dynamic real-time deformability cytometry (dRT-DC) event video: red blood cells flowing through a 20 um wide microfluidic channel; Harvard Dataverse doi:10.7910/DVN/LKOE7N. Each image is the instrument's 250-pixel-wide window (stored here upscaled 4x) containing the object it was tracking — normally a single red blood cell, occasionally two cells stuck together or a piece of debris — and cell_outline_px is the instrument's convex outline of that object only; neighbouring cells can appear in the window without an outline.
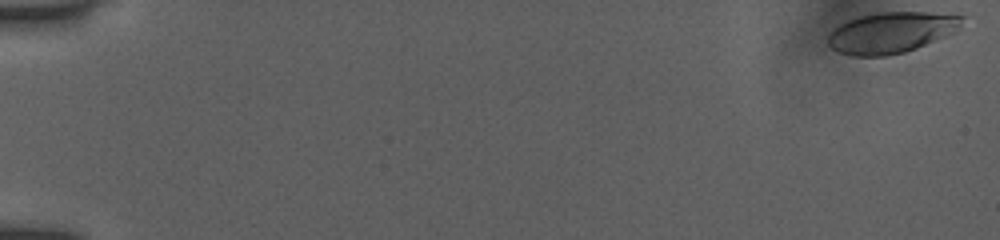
{"species": "human", "species_latin": "Homo sapiens", "temperature_condition": "room temperature", "stored_images_in_passage": 14, "camera_frame_rate_fps": 3000, "um_per_image_px": 0.085, "donor": {"sex": "female"}, "frame": {"image": 1, "passage_image": 1, "time_ms": 0.0, "image_size_px": [1000, 240], "cell_outline_px": [[968, 16], [956, 32], [916, 48], [904, 52], [888, 56], [852, 56], [840, 52], [832, 48], [828, 44], [828, 36], [840, 24], [848, 20], [860, 16], [880, 12], [928, 12]], "centroid_in_image_um": [75.81, 2.76], "position_along_channel_um": 9.2, "area_um2": 32.02}}
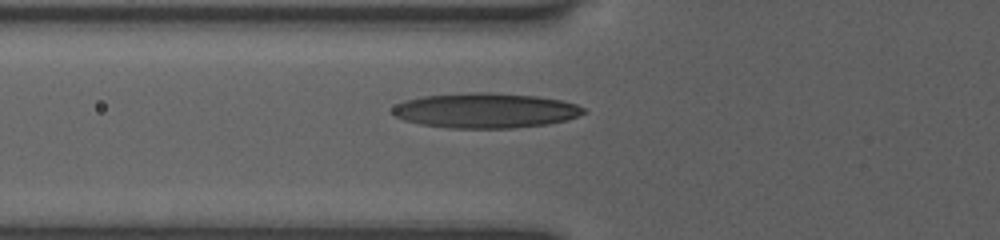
{"frame": {"image": 2, "passage_image": 10, "time_ms": 3.0, "image_size_px": [1000, 240], "cell_outline_px": [[588, 112], [564, 120], [548, 124], [516, 128], [448, 128], [420, 124], [404, 120], [396, 116], [392, 112], [392, 108], [396, 104], [404, 100], [424, 96], [476, 92], [488, 92], [536, 96], [560, 100], [576, 104], [584, 108]], "centroid_in_image_um": [41.25, 9.4], "position_along_channel_um": 84.5, "area_um2": 38.84}}
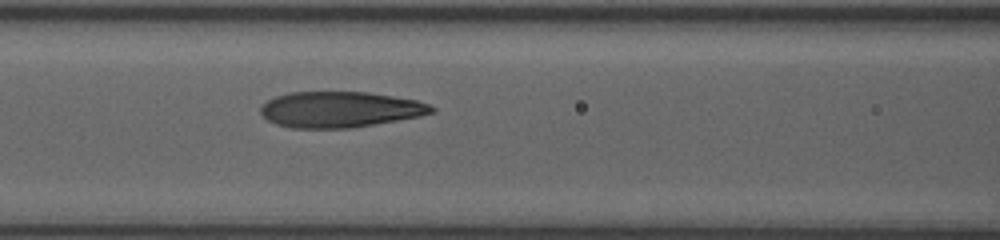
{"frame": {"image": 3, "passage_image": 14, "time_ms": 4.333, "image_size_px": [1000, 240], "cell_outline_px": [[436, 112], [420, 116], [352, 128], [292, 128], [276, 124], [268, 120], [260, 112], [260, 108], [268, 100], [276, 96], [292, 92], [368, 92], [416, 100], [428, 104], [436, 108]], "centroid_in_image_um": [28.91, 9.31], "position_along_channel_um": 137.7, "area_um2": 35.6}}